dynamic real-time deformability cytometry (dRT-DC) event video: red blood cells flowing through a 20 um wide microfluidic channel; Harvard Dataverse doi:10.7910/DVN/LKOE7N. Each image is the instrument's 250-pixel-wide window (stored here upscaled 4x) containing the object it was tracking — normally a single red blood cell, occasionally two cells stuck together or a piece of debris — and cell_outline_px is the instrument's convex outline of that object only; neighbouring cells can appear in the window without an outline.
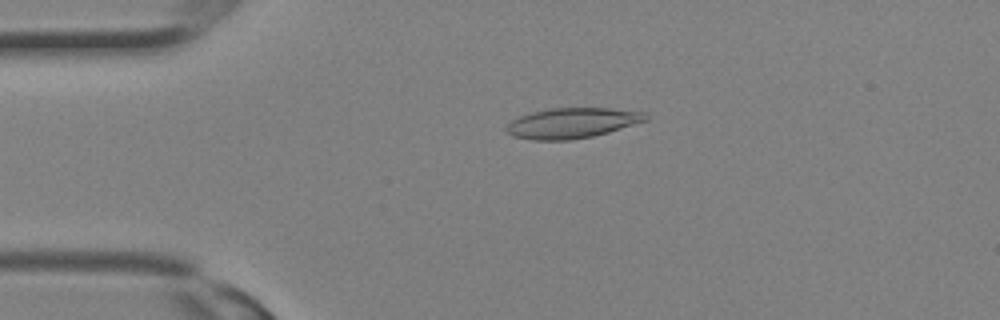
{"species": "Egyptian fruit bat (a non-hibernating species)", "species_latin": "Rousettus aegyptiacus", "temperature_condition": "room temperature", "stored_images_in_passage": 21, "camera_frame_rate_fps": 3000, "um_per_image_px": 0.085, "animal": {"sex": "female"}, "frame": {"image": 1, "passage_image": 7, "time_ms": 2.0, "image_size_px": [1000, 320], "cell_outline_px": [[648, 120], [608, 132], [592, 136], [572, 140], [532, 140], [512, 136], [504, 128], [512, 120], [520, 116], [532, 112], [548, 108], [608, 108], [644, 112], [648, 116]], "centroid_in_image_um": [48.61, 10.46], "position_along_channel_um": 36.4, "area_um2": 24.57}}
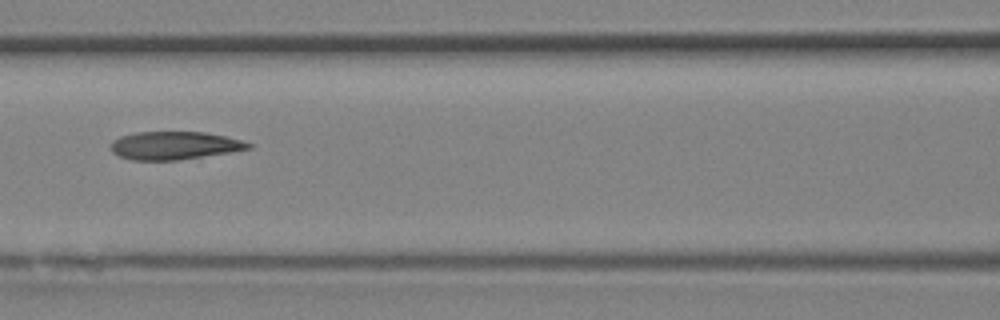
{"frame": {"image": 2, "passage_image": 14, "time_ms": 4.333, "image_size_px": [1000, 320], "cell_outline_px": [[252, 148], [232, 152], [176, 160], [132, 160], [120, 156], [112, 152], [112, 140], [120, 136], [136, 132], [204, 132], [224, 136], [240, 140], [252, 144]], "centroid_in_image_um": [14.82, 12.37], "position_along_channel_um": 151.8, "area_um2": 22.31}}
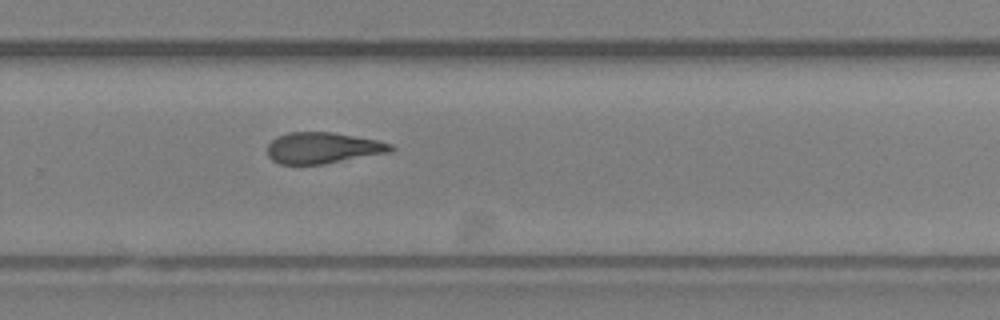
{"frame": {"image": 3, "passage_image": 21, "time_ms": 6.667, "image_size_px": [1000, 320], "cell_outline_px": [[396, 148], [392, 152], [324, 164], [280, 164], [272, 160], [268, 156], [268, 144], [276, 136], [288, 132], [332, 132], [376, 140], [392, 144]], "centroid_in_image_um": [27.45, 12.57], "position_along_channel_um": 302.4, "area_um2": 22.48}}